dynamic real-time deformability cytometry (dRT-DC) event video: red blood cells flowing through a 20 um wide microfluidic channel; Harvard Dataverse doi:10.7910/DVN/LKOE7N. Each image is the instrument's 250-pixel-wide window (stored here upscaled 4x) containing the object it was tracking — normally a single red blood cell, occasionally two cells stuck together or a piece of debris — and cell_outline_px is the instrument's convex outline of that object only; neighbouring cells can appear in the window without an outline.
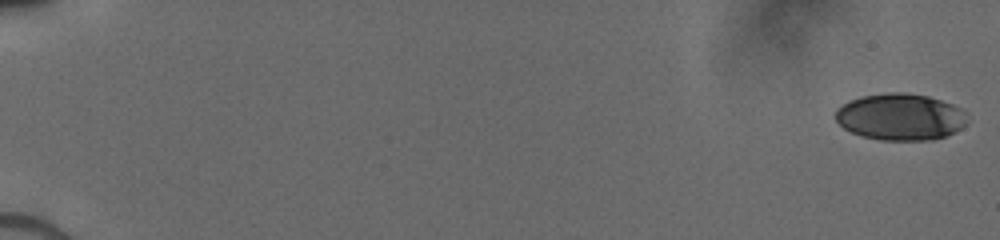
{"species": "human", "species_latin": "Homo sapiens", "temperature_condition": "cold", "stored_images_in_passage": 8, "camera_frame_rate_fps": 3000, "um_per_image_px": 0.085, "donor": {"sex": "male"}, "frame": {"image": 1, "passage_image": 1, "time_ms": 0.0, "image_size_px": [1000, 240], "cell_outline_px": [[968, 112], [964, 124], [960, 128], [944, 136], [932, 140], [880, 140], [864, 136], [852, 132], [844, 128], [832, 116], [836, 108], [848, 100], [860, 96], [884, 92], [904, 92], [928, 96], [952, 104]], "centroid_in_image_um": [76.48, 9.91], "position_along_channel_um": 8.5, "area_um2": 36.07}}
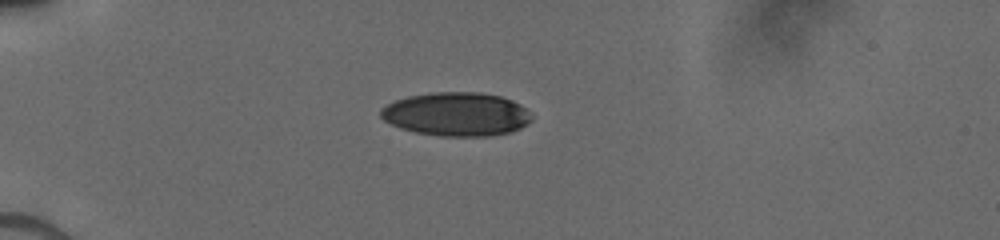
{"frame": {"image": 2, "passage_image": 6, "time_ms": 5.0, "image_size_px": [1000, 240], "cell_outline_px": [[532, 120], [528, 124], [512, 132], [488, 136], [440, 136], [416, 132], [400, 128], [384, 120], [380, 116], [380, 108], [396, 100], [408, 96], [432, 92], [480, 92], [500, 96], [512, 100], [528, 108], [532, 116]], "centroid_in_image_um": [38.84, 9.7], "position_along_channel_um": 46.2, "area_um2": 38.67}}
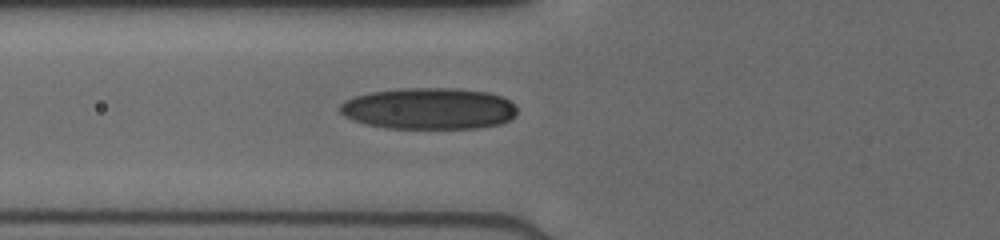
{"frame": {"image": 3, "passage_image": 8, "time_ms": 7.0, "image_size_px": [1000, 240], "cell_outline_px": [[516, 116], [500, 124], [476, 128], [388, 128], [368, 124], [352, 120], [344, 116], [340, 112], [340, 104], [356, 96], [372, 92], [400, 88], [456, 88], [488, 92], [504, 96], [516, 108]], "centroid_in_image_um": [36.48, 9.22], "position_along_channel_um": 89.3, "area_um2": 42.77}}